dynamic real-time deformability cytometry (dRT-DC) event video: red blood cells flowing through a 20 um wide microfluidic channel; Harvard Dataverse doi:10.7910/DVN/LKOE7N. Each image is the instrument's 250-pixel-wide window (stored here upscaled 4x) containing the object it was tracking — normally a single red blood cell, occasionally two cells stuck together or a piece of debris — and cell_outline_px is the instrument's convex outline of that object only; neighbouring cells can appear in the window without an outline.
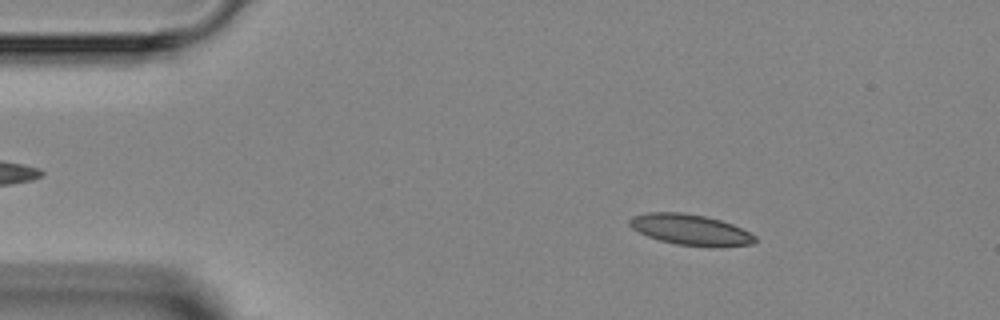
{"species": "Egyptian fruit bat (a non-hibernating species)", "species_latin": "Rousettus aegyptiacus", "temperature_condition": "room temperature", "stored_images_in_passage": 4, "camera_frame_rate_fps": 3000, "um_per_image_px": 0.085, "animal": {"sex": "female"}, "frame": {"image": 1, "passage_image": 2, "time_ms": 1.333, "image_size_px": [1000, 320], "cell_outline_px": [[756, 240], [752, 244], [676, 244], [660, 240], [648, 236], [632, 228], [628, 224], [628, 220], [632, 216], [648, 212], [684, 212], [704, 216], [720, 220], [732, 224], [756, 236]], "centroid_in_image_um": [58.58, 19.46], "position_along_channel_um": 26.4, "area_um2": 21.5}}